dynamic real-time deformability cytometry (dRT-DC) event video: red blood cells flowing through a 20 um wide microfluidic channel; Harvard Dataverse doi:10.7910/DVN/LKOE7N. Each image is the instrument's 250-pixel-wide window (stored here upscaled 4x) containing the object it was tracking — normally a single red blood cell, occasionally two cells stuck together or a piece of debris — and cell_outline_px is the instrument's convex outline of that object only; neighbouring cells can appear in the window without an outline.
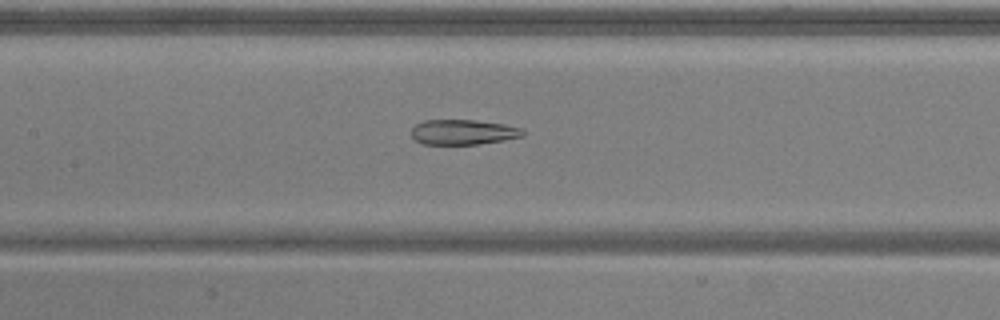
{"species": "common noctule bat (a hibernating species)", "species_latin": "Nyctalus noctula", "temperature_condition": "warm", "stored_images_in_passage": 52, "camera_frame_rate_fps": 3000, "um_per_image_px": 0.085, "animal": {"sex": "male", "body_mass_g": 20.5, "forearm_length_mm": 52.5}, "frame": {"image": 1, "passage_image": 24, "time_ms": 7.667, "image_size_px": [1000, 320], "cell_outline_px": [[524, 136], [504, 140], [476, 144], [424, 144], [416, 140], [412, 136], [412, 128], [416, 124], [424, 120], [476, 120], [504, 124], [524, 128]], "centroid_in_image_um": [39.4, 11.22], "position_along_channel_um": 168.0, "area_um2": 16.3}}
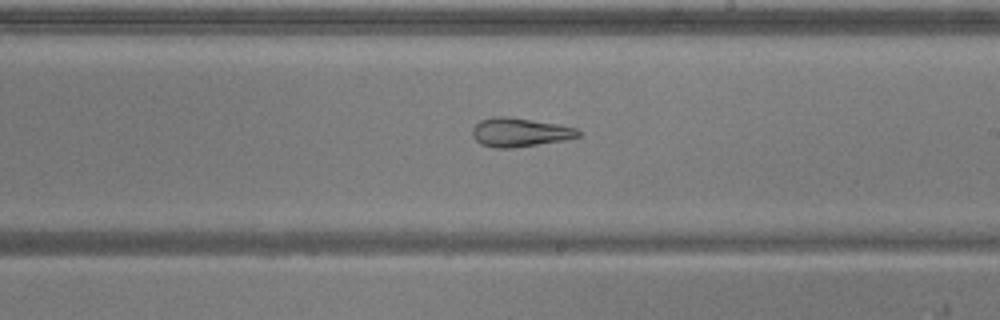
{"frame": {"image": 2, "passage_image": 30, "time_ms": 9.667, "image_size_px": [1000, 320], "cell_outline_px": [[580, 136], [564, 140], [512, 148], [496, 148], [480, 144], [472, 136], [472, 128], [480, 120], [492, 116], [508, 116], [556, 124], [576, 128], [580, 132]], "centroid_in_image_um": [44.13, 11.24], "position_along_channel_um": 244.9, "area_um2": 17.74}}
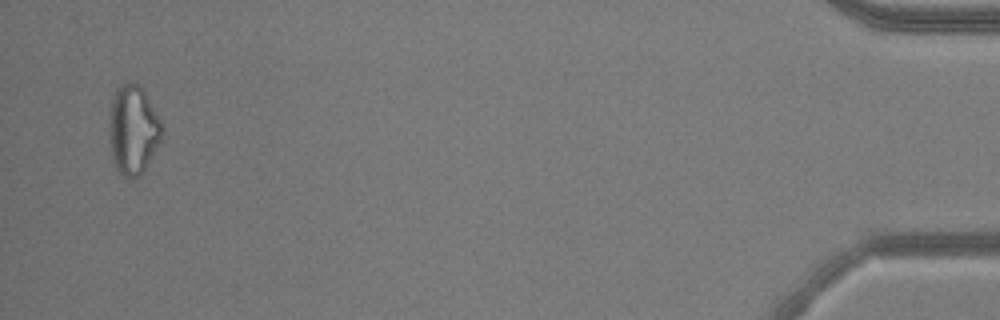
{"frame": {"image": 3, "passage_image": 51, "time_ms": 16.667, "image_size_px": [1000, 320], "cell_outline_px": [[164, 136], [144, 172], [140, 176], [128, 180], [116, 172], [112, 160], [108, 128], [108, 116], [112, 100], [116, 88], [120, 84], [128, 80], [140, 84], [144, 88], [164, 124]], "centroid_in_image_um": [11.33, 11.03], "position_along_channel_um": 423.9, "area_um2": 28.96}, "authors_computed_cell_mechanics": {"area_um2": 23.5535, "velocity_mm_per_s": 3.85, "shape_relaxation_time_tau1_ms": null, "shape_relaxation_time_tau2_ms": 3.2104, "deformation_change_tau1": null, "deformation_change_tau2": 0.1123}}